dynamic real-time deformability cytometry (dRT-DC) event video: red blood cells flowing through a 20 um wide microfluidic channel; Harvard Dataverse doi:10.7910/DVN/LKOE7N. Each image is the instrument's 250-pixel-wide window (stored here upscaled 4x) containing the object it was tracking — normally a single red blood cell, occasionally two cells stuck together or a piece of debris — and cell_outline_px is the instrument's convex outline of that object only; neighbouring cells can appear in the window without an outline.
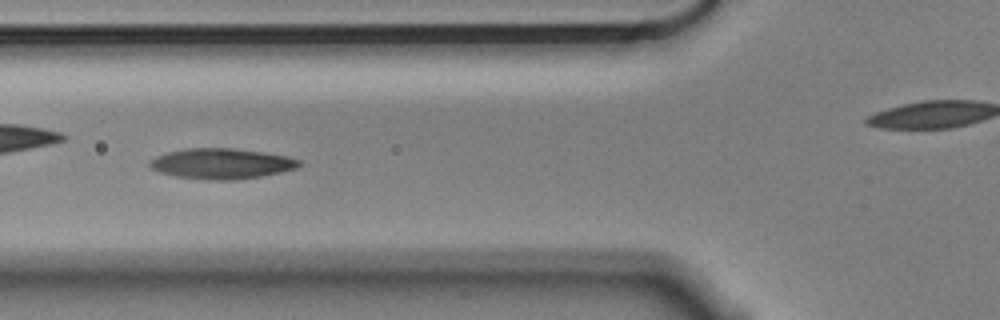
{"species": "Egyptian fruit bat (a non-hibernating species)", "species_latin": "Rousettus aegyptiacus", "temperature_condition": "cold", "stored_images_in_passage": 53, "camera_frame_rate_fps": 3000, "um_per_image_px": 0.085, "animal": {"sex": "male"}, "frame": {"image": 1, "passage_image": 16, "time_ms": 5.0, "image_size_px": [1000, 320], "cell_outline_px": [[300, 164], [296, 168], [280, 172], [260, 176], [236, 180], [208, 180], [176, 176], [156, 172], [148, 168], [148, 164], [156, 156], [168, 152], [188, 148], [232, 148], [288, 156], [300, 160]], "centroid_in_image_um": [18.78, 13.91], "position_along_channel_um": 107.0, "area_um2": 26.47}}
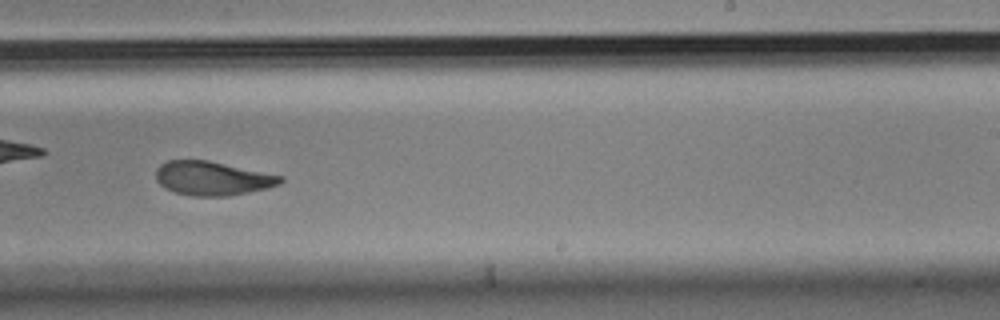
{"frame": {"image": 2, "passage_image": 30, "time_ms": 9.667, "image_size_px": [1000, 320], "cell_outline_px": [[284, 180], [280, 184], [268, 188], [228, 196], [192, 196], [172, 192], [164, 188], [156, 180], [156, 168], [160, 164], [168, 160], [208, 160], [284, 176]], "centroid_in_image_um": [18.04, 15.16], "position_along_channel_um": 271.0, "area_um2": 24.85}}
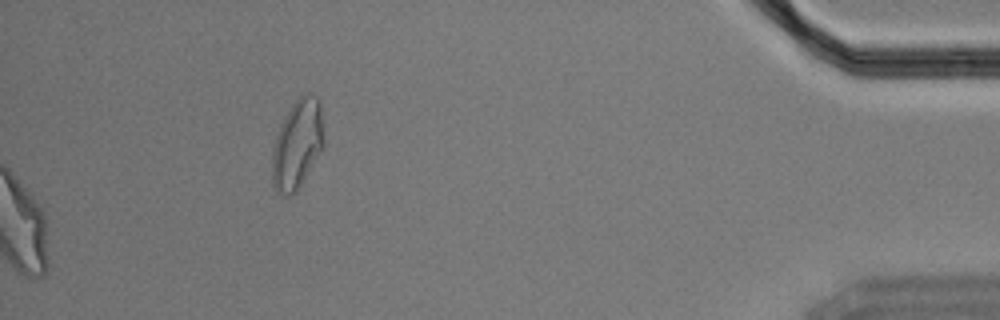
{"frame": {"image": 3, "passage_image": 53, "time_ms": 17.333, "image_size_px": [1000, 320], "cell_outline_px": [[324, 148], [296, 192], [288, 196], [284, 196], [276, 192], [272, 184], [272, 148], [280, 124], [284, 116], [292, 104], [304, 92], [308, 92], [316, 96], [320, 100], [324, 132]], "centroid_in_image_um": [25.28, 12.25], "position_along_channel_um": 409.9, "area_um2": 27.46}, "authors_computed_cell_mechanics": {"area_um2": 25.7788, "velocity_mm_per_s": 3.5141, "shape_relaxation_time_tau1_ms": 4.0394, "shape_relaxation_time_tau2_ms": 2.8654, "deformation_change_tau1": 0.1554, "deformation_change_tau2": 0.0884}}